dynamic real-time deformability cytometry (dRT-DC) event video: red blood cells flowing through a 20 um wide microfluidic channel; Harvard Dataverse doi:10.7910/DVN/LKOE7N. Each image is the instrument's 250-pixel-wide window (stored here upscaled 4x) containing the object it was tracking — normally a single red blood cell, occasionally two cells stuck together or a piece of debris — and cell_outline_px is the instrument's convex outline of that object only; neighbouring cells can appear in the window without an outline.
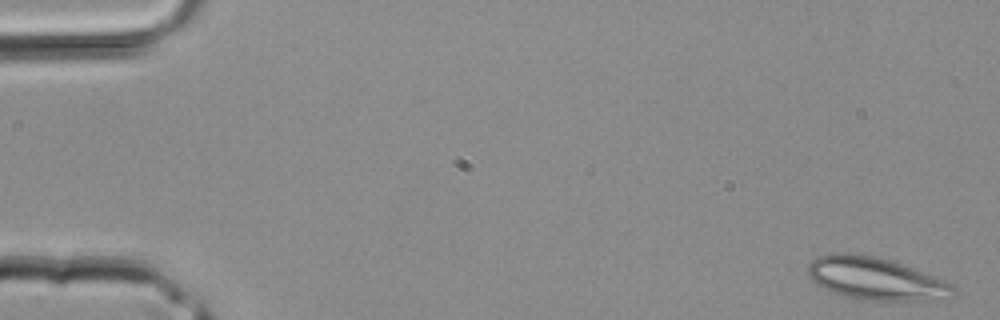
{"species": "common noctule bat (a hibernating species)", "species_latin": "Nyctalus noctula", "temperature_condition": "room temperature", "stored_images_in_passage": 40, "camera_frame_rate_fps": 3000, "um_per_image_px": 0.085, "animal": {"sex": "male", "body_mass_g": 20.4}, "frame": {"image": 1, "passage_image": 1, "time_ms": 0.0, "image_size_px": [1000, 320], "cell_outline_px": [[956, 296], [948, 300], [860, 300], [844, 296], [832, 292], [816, 284], [808, 276], [808, 264], [816, 256], [836, 252], [844, 252], [872, 256], [892, 260], [936, 276], [952, 284], [956, 288]], "centroid_in_image_um": [74.48, 23.69], "position_along_channel_um": 10.5, "area_um2": 36.59}}
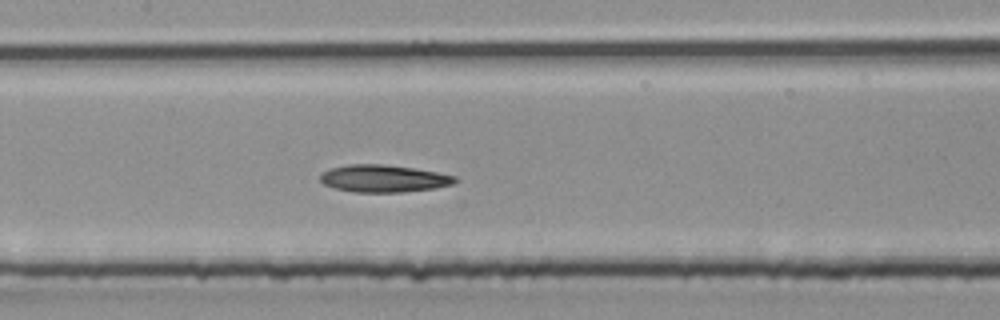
{"frame": {"image": 2, "passage_image": 19, "time_ms": 6.0, "image_size_px": [1000, 320], "cell_outline_px": [[456, 180], [452, 184], [436, 188], [404, 192], [356, 192], [336, 188], [324, 184], [320, 180], [320, 172], [328, 168], [348, 164], [384, 164], [412, 168], [436, 172], [456, 176]], "centroid_in_image_um": [32.56, 15.17], "position_along_channel_um": 174.8, "area_um2": 21.44}}
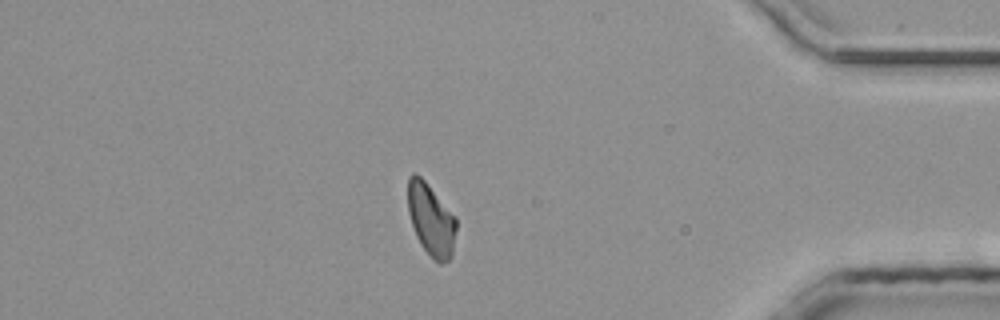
{"frame": {"image": 3, "passage_image": 34, "time_ms": 11.0, "image_size_px": [1000, 320], "cell_outline_px": [[456, 228], [452, 256], [448, 260], [440, 264], [420, 244], [416, 236], [408, 212], [408, 176], [412, 172], [416, 172], [424, 180], [456, 216]], "centroid_in_image_um": [36.63, 18.64], "position_along_channel_um": 398.6, "area_um2": 20.23}}